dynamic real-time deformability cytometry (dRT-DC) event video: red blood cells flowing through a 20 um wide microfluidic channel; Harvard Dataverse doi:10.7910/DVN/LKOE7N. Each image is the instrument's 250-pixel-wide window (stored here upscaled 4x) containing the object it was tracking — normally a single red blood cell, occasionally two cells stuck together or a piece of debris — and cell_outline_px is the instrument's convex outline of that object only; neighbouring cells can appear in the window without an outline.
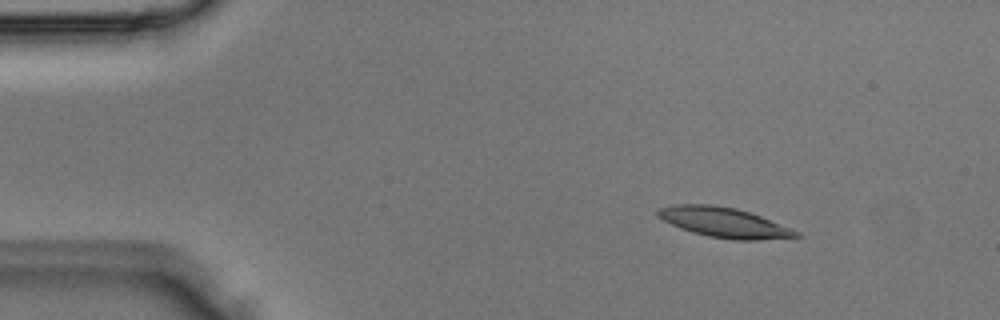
{"species": "Egyptian fruit bat (a non-hibernating species)", "species_latin": "Rousettus aegyptiacus", "temperature_condition": "room temperature", "stored_images_in_passage": 4, "segment_of_instrument_passage": [1, 2], "camera_frame_rate_fps": 3000, "um_per_image_px": 0.085, "animal": {"sex": "male"}, "frame": {"image": 1, "passage_image": 1, "time_ms": 0.0, "image_size_px": [1000, 320], "cell_outline_px": [[804, 236], [796, 240], [732, 240], [708, 236], [692, 232], [680, 228], [656, 216], [656, 208], [672, 204], [712, 204], [736, 208], [760, 216], [800, 232]], "centroid_in_image_um": [61.62, 18.93], "position_along_channel_um": 23.4, "area_um2": 24.74}}